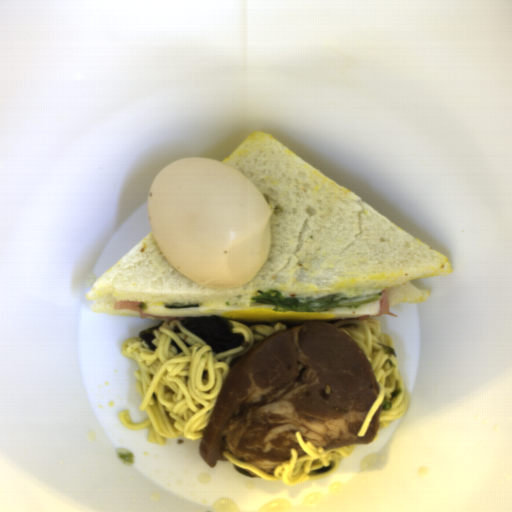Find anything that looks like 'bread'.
<instances>
[{
	"label": "bread",
	"instance_id": "obj_1",
	"mask_svg": "<svg viewBox=\"0 0 512 512\" xmlns=\"http://www.w3.org/2000/svg\"><path fill=\"white\" fill-rule=\"evenodd\" d=\"M221 163L247 176L271 212L266 261L244 285L206 288L174 268L151 230L91 287L94 314L140 318L119 300L199 303L247 309L260 290L307 301L340 293L379 295L388 306L419 304L427 288L410 281L445 277V255L424 244L348 189L261 131H252Z\"/></svg>",
	"mask_w": 512,
	"mask_h": 512
}]
</instances>
